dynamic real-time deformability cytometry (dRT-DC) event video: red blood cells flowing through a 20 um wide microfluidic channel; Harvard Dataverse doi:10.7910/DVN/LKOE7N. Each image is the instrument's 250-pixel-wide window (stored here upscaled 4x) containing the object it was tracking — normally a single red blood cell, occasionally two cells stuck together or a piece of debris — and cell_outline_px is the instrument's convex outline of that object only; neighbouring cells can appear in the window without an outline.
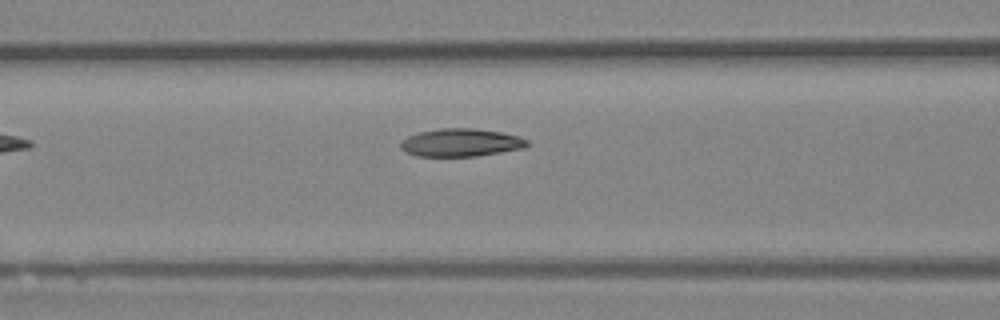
{"species": "Egyptian fruit bat (a non-hibernating species)", "species_latin": "Rousettus aegyptiacus", "temperature_condition": "room temperature", "stored_images_in_passage": 6, "camera_frame_rate_fps": 3000, "um_per_image_px": 0.085, "animal": {"sex": "female"}, "frame": {"image": 1, "passage_image": 6, "time_ms": 6.0, "image_size_px": [1000, 320], "cell_outline_px": [[528, 144], [524, 148], [476, 156], [416, 156], [404, 152], [400, 148], [400, 140], [408, 136], [420, 132], [440, 128], [472, 128], [500, 132], [516, 136], [528, 140]], "centroid_in_image_um": [39.11, 12.12], "position_along_channel_um": 127.5, "area_um2": 20.52}}